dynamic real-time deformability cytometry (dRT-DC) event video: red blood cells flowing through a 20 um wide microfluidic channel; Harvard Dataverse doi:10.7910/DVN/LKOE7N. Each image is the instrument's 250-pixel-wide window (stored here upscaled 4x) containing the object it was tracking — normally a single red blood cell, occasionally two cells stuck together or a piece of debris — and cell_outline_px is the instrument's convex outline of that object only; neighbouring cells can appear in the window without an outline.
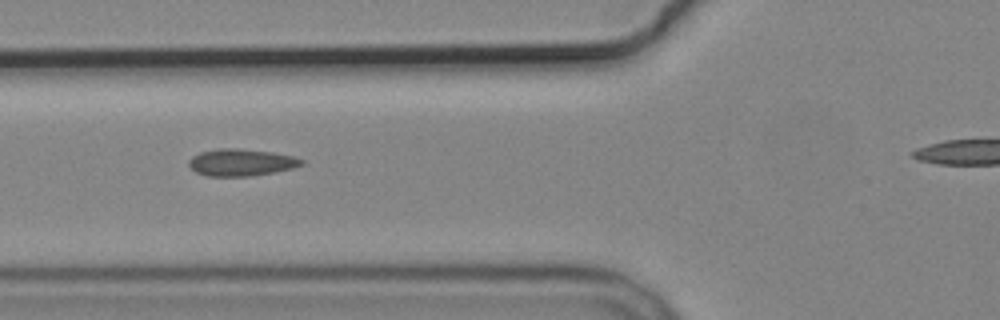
{"species": "common noctule bat (a hibernating species)", "species_latin": "Nyctalus noctula", "temperature_condition": "cold", "stored_images_in_passage": 10, "camera_frame_rate_fps": 3000, "um_per_image_px": 0.085, "animal": {"sex": "male", "body_mass_g": 19.2, "forearm_length_mm": 51.8}, "frame": {"image": 1, "passage_image": 6, "time_ms": 6.667, "image_size_px": [1000, 320], "cell_outline_px": [[304, 164], [292, 168], [276, 172], [252, 176], [208, 176], [196, 172], [188, 164], [188, 160], [192, 156], [200, 152], [220, 148], [236, 148], [272, 152], [292, 156], [304, 160]], "centroid_in_image_um": [20.5, 13.81], "position_along_channel_um": 105.3, "area_um2": 17.74}}
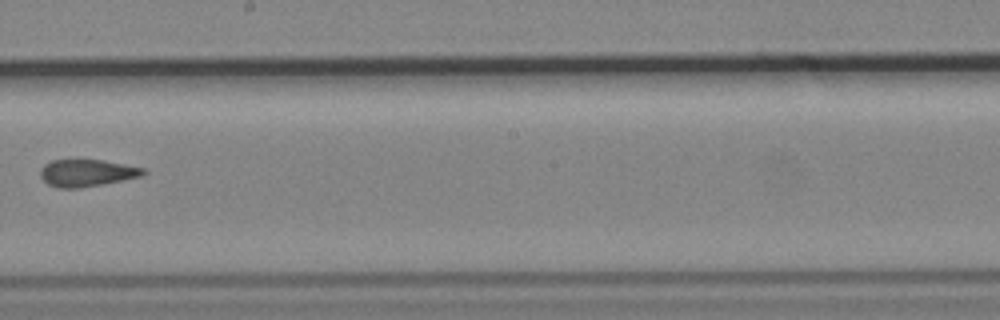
{"frame": {"image": 2, "passage_image": 9, "time_ms": 10.333, "image_size_px": [1000, 320], "cell_outline_px": [[148, 172], [140, 176], [80, 188], [60, 188], [48, 184], [40, 176], [40, 168], [44, 164], [52, 160], [104, 160], [144, 168]], "centroid_in_image_um": [7.35, 14.69], "position_along_channel_um": 240.8, "area_um2": 16.07}}
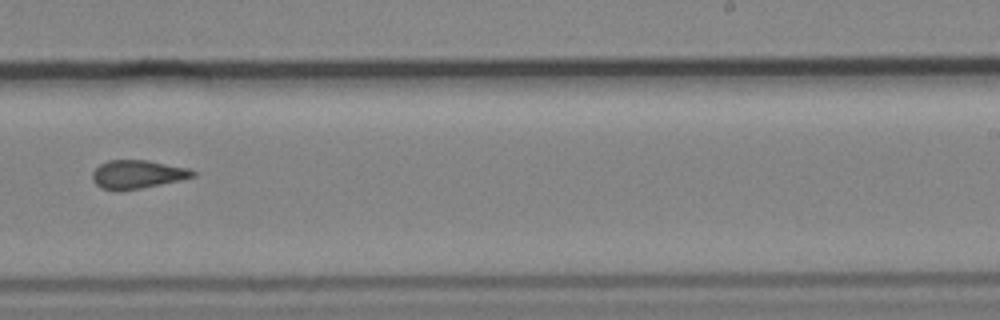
{"frame": {"image": 3, "passage_image": 10, "time_ms": 11.333, "image_size_px": [1000, 320], "cell_outline_px": [[196, 176], [180, 180], [140, 188], [100, 188], [92, 180], [92, 172], [100, 164], [108, 160], [148, 160], [188, 168], [196, 172]], "centroid_in_image_um": [11.7, 14.78], "position_along_channel_um": 277.3, "area_um2": 16.18}}